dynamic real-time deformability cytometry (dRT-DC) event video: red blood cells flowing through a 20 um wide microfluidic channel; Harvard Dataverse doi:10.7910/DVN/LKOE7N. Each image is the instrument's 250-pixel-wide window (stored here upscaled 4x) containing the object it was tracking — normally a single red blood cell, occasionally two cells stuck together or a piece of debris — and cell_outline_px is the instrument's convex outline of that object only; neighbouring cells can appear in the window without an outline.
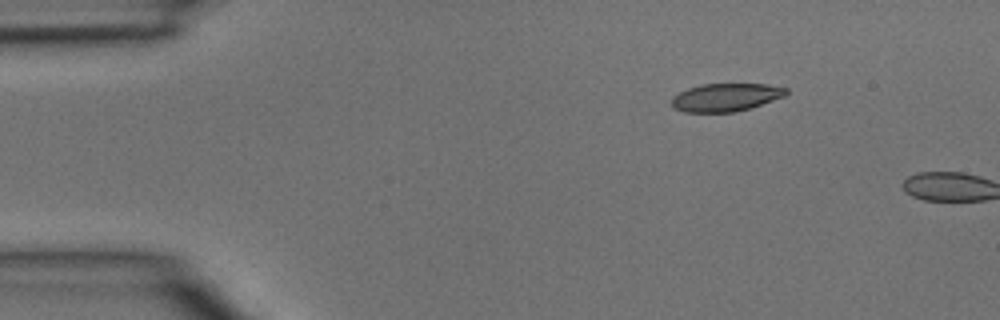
{"species": "common noctule bat (a hibernating species)", "species_latin": "Nyctalus noctula", "temperature_condition": "room temperature", "stored_images_in_passage": 2, "camera_frame_rate_fps": 3000, "um_per_image_px": 0.085, "animal": {"sex": "male", "body_mass_g": 15.6}, "frame": {"image": 1, "passage_image": 1, "time_ms": 0.0, "image_size_px": [1000, 320], "cell_outline_px": [[788, 92], [784, 96], [748, 108], [732, 112], [684, 112], [672, 108], [672, 96], [688, 88], [700, 84], [768, 84], [788, 88]], "centroid_in_image_um": [61.65, 8.26], "position_along_channel_um": 23.3, "area_um2": 18.55}}